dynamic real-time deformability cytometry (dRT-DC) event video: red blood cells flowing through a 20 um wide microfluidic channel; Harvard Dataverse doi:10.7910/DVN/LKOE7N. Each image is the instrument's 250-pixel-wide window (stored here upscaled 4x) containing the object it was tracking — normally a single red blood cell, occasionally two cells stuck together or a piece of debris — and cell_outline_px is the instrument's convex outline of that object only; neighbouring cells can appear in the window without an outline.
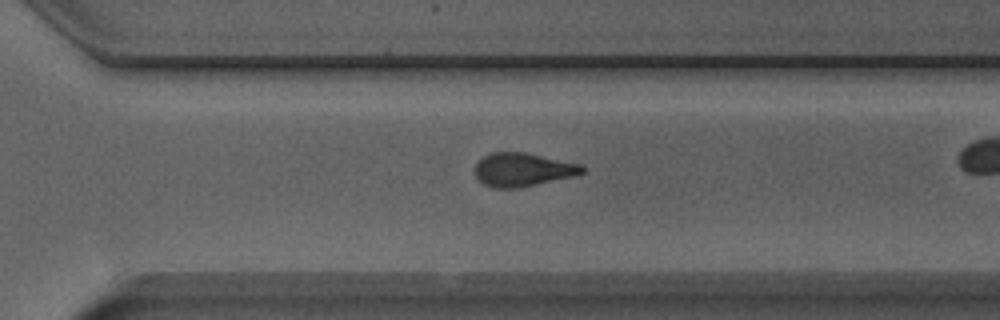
{"species": "Egyptian fruit bat (a non-hibernating species)", "species_latin": "Rousettus aegyptiacus", "temperature_condition": "room temperature", "stored_images_in_passage": 37, "camera_frame_rate_fps": 3000, "um_per_image_px": 0.085, "animal": {"sex": "male"}, "frame": {"image": 1, "passage_image": 32, "time_ms": 10.333, "image_size_px": [1000, 320], "cell_outline_px": [[584, 172], [572, 176], [516, 188], [492, 188], [484, 184], [472, 172], [472, 168], [476, 160], [492, 152], [524, 152], [580, 164], [584, 168]], "centroid_in_image_um": [44.33, 14.41], "position_along_channel_um": 326.3, "area_um2": 20.87}}